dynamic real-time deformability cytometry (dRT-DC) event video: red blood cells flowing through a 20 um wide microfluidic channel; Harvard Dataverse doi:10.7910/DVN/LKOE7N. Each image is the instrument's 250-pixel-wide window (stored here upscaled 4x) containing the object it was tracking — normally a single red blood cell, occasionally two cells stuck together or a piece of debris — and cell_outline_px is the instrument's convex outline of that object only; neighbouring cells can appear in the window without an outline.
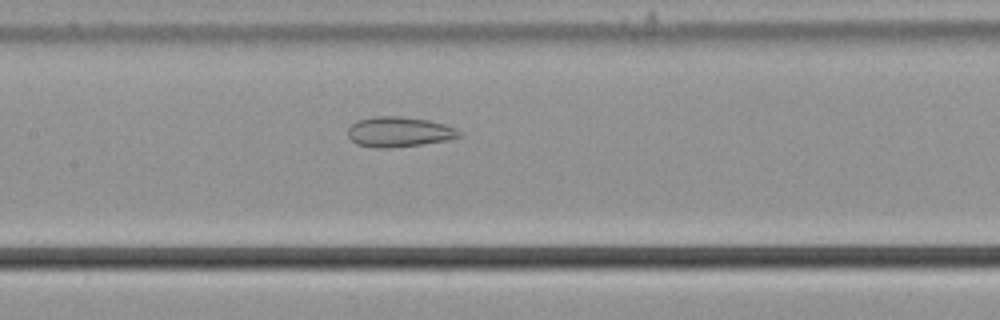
{"species": "common noctule bat (a hibernating species)", "species_latin": "Nyctalus noctula", "temperature_condition": "cold", "stored_images_in_passage": 44, "camera_frame_rate_fps": 3000, "um_per_image_px": 0.085, "animal": {"sex": "male", "body_mass_g": 21.5, "forearm_length_mm": 52.0}, "frame": {"image": 1, "passage_image": 15, "time_ms": 4.667, "image_size_px": [1000, 320], "cell_outline_px": [[464, 132], [460, 136], [448, 140], [420, 144], [388, 148], [376, 148], [356, 144], [348, 136], [348, 128], [356, 120], [372, 116], [400, 116], [428, 120], [444, 124], [456, 128]], "centroid_in_image_um": [33.92, 11.2], "position_along_channel_um": 173.5, "area_um2": 19.65}}
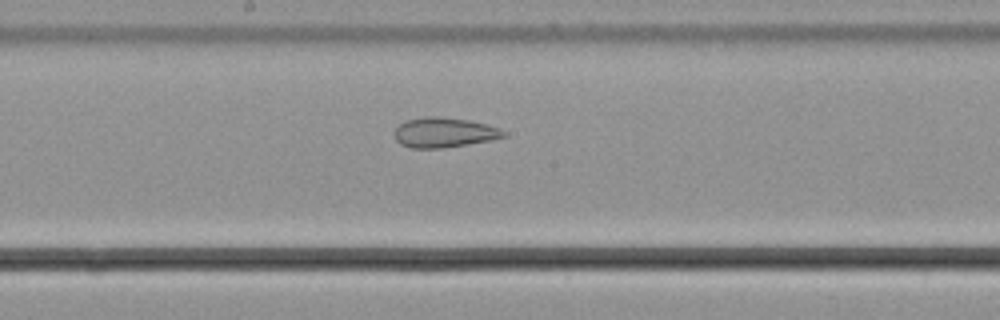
{"frame": {"image": 2, "passage_image": 18, "time_ms": 5.667, "image_size_px": [1000, 320], "cell_outline_px": [[504, 136], [492, 140], [440, 148], [412, 148], [400, 144], [396, 140], [396, 128], [404, 120], [424, 116], [440, 116], [468, 120], [500, 128], [504, 132]], "centroid_in_image_um": [37.71, 11.25], "position_along_channel_um": 210.5, "area_um2": 18.84}}
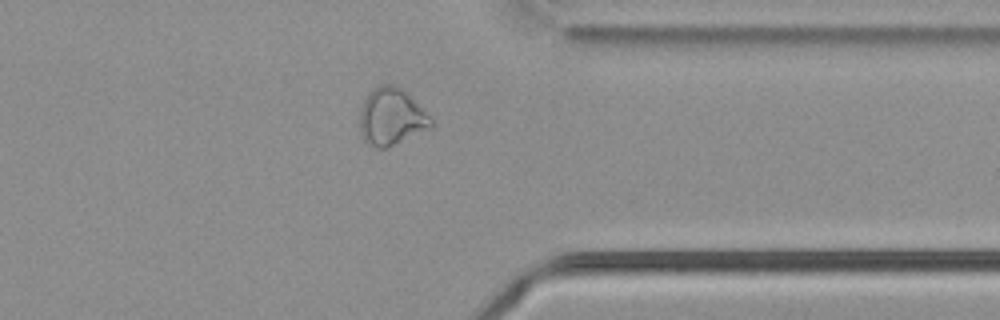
{"frame": {"image": 3, "passage_image": 32, "time_ms": 10.333, "image_size_px": [1000, 320], "cell_outline_px": [[436, 124], [432, 128], [388, 148], [376, 148], [364, 140], [360, 132], [360, 108], [364, 100], [380, 84], [392, 84], [400, 88]], "centroid_in_image_um": [33.26, 9.98], "position_along_channel_um": 378.1, "area_um2": 23.29}, "authors_computed_cell_mechanics": {"area_um2": 23.0622, "velocity_mm_per_s": 3.7166, "shape_relaxation_time_tau1_ms": null, "shape_relaxation_time_tau2_ms": 2.4194, "deformation_change_tau1": null, "deformation_change_tau2": 0.0932}}